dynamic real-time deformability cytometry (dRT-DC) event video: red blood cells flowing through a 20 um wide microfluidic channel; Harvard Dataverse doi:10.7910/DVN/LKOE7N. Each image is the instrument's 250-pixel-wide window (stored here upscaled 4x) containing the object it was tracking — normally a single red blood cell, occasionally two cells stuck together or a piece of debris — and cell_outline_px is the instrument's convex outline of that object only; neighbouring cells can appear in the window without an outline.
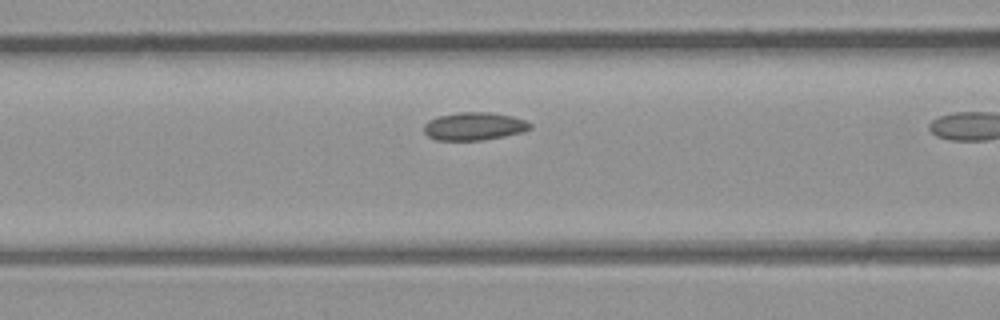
{"species": "common noctule bat (a hibernating species)", "species_latin": "Nyctalus noctula", "temperature_condition": "room temperature", "stored_images_in_passage": 14, "camera_frame_rate_fps": 3000, "um_per_image_px": 0.085, "animal": {"sex": "male", "body_mass_g": 23.1, "forearm_length_mm": 52.7}, "frame": {"image": 1, "passage_image": 10, "time_ms": 3.0, "image_size_px": [1000, 320], "cell_outline_px": [[532, 128], [524, 132], [484, 140], [436, 140], [428, 136], [424, 132], [424, 124], [428, 120], [436, 116], [460, 112], [488, 112], [512, 116], [524, 120], [532, 124]], "centroid_in_image_um": [40.3, 10.73], "position_along_channel_um": 126.3, "area_um2": 17.4}}